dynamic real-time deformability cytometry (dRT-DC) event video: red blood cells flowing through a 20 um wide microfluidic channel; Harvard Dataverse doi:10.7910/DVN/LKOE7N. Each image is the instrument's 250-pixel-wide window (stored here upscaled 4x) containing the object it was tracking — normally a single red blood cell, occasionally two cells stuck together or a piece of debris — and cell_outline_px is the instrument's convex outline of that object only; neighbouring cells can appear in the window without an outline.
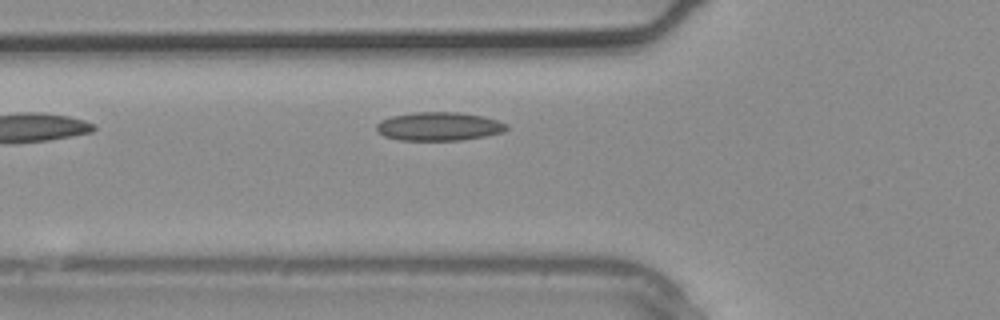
{"species": "common noctule bat (a hibernating species)", "species_latin": "Nyctalus noctula", "temperature_condition": "warm", "stored_images_in_passage": 2, "camera_frame_rate_fps": 3000, "um_per_image_px": 0.085, "animal": {"sex": "male", "body_mass_g": 20.4}, "frame": {"image": 1, "passage_image": 2, "time_ms": 0.333, "image_size_px": [1000, 320], "cell_outline_px": [[508, 128], [504, 132], [484, 136], [460, 140], [396, 140], [384, 136], [376, 132], [376, 124], [380, 120], [392, 116], [416, 112], [456, 112], [484, 116], [508, 124]], "centroid_in_image_um": [37.28, 10.74], "position_along_channel_um": 88.5, "area_um2": 21.73}}